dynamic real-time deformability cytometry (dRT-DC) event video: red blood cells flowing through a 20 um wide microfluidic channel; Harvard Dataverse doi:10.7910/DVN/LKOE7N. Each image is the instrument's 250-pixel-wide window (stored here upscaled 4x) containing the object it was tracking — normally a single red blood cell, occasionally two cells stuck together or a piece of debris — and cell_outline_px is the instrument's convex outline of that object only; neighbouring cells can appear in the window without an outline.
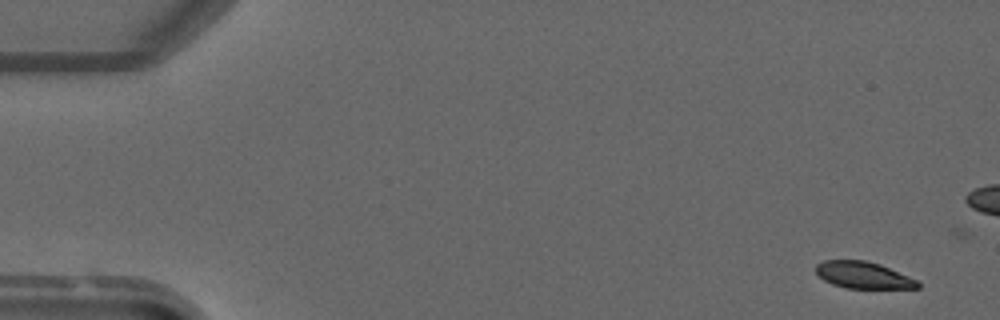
{"species": "common noctule bat (a hibernating species)", "species_latin": "Nyctalus noctula", "temperature_condition": "warm", "stored_images_in_passage": 5, "camera_frame_rate_fps": 3000, "um_per_image_px": 0.085, "animal": {"sex": "male", "forearm_length_mm": 52.5}, "frame": {"image": 1, "passage_image": 1, "time_ms": 0.0, "image_size_px": [1000, 320], "cell_outline_px": [[920, 288], [844, 288], [832, 284], [824, 280], [816, 272], [816, 264], [824, 260], [864, 260], [880, 264], [908, 276], [916, 280], [920, 284]], "centroid_in_image_um": [73.36, 23.38], "position_along_channel_um": 11.6, "area_um2": 15.78}}